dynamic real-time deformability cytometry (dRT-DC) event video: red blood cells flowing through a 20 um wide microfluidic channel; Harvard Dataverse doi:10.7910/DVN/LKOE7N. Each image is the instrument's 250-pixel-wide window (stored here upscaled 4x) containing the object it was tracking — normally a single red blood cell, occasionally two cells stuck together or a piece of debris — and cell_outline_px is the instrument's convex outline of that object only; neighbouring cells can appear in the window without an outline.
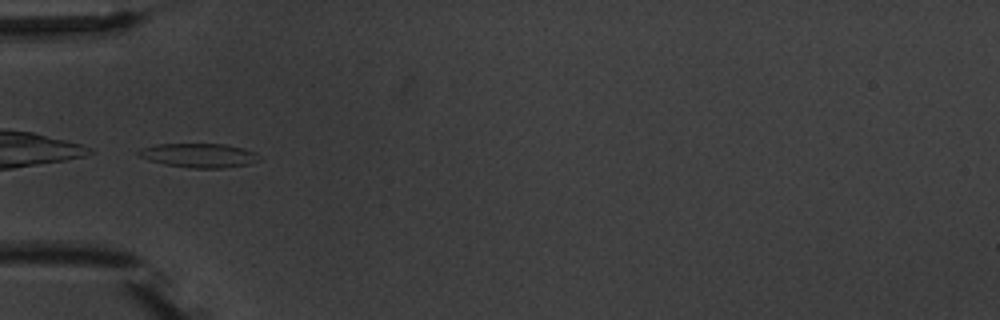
{"species": "common noctule bat (a hibernating species)", "species_latin": "Nyctalus noctula", "temperature_condition": "warm", "stored_images_in_passage": 6, "camera_frame_rate_fps": 3000, "um_per_image_px": 0.085, "animal": {"sex": "male", "body_mass_g": 20.1, "forearm_length_mm": 53.5}, "frame": {"image": 1, "passage_image": 5, "time_ms": 4.667, "image_size_px": [1000, 320], "cell_outline_px": [[260, 160], [248, 164], [220, 168], [192, 168], [164, 164], [148, 160], [140, 156], [136, 152], [144, 148], [156, 144], [224, 144], [244, 148], [256, 152]], "centroid_in_image_um": [16.92, 13.21], "position_along_channel_um": 68.1, "area_um2": 16.82}}